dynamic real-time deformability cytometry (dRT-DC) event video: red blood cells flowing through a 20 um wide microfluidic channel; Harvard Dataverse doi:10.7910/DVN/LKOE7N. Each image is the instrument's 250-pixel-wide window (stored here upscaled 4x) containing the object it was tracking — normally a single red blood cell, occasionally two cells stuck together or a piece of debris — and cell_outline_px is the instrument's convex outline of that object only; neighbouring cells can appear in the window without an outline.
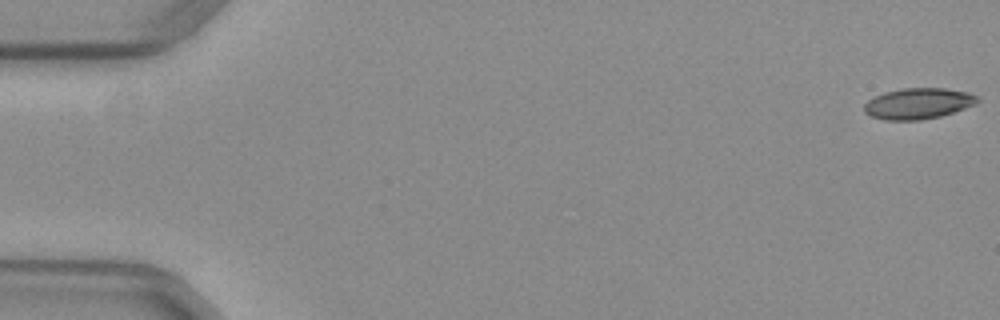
{"species": "common noctule bat (a hibernating species)", "species_latin": "Nyctalus noctula", "temperature_condition": "warm", "stored_images_in_passage": 53, "camera_frame_rate_fps": 3000, "um_per_image_px": 0.085, "animal": {"sex": "female", "body_mass_g": 29.2, "forearm_length_mm": 56.3}, "frame": {"image": 1, "passage_image": 1, "time_ms": 0.0, "image_size_px": [1000, 320], "cell_outline_px": [[980, 100], [976, 104], [940, 116], [920, 120], [884, 120], [872, 116], [864, 112], [864, 104], [868, 100], [884, 92], [904, 88], [944, 88], [968, 92], [980, 96]], "centroid_in_image_um": [78.06, 8.79], "position_along_channel_um": 6.9, "area_um2": 20.4}}
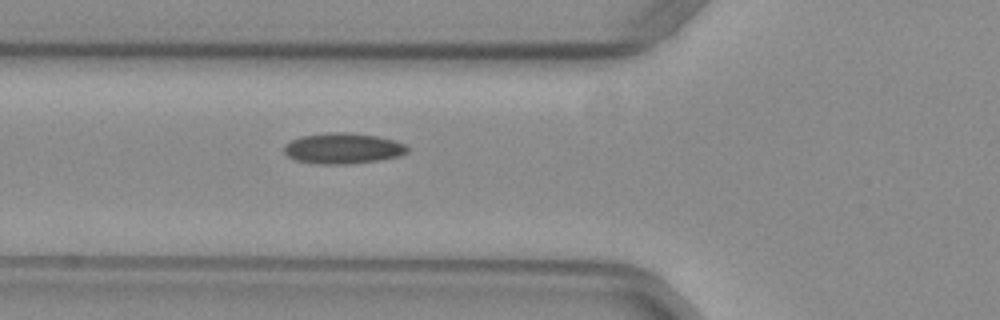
{"frame": {"image": 2, "passage_image": 20, "time_ms": 6.333, "image_size_px": [1000, 320], "cell_outline_px": [[408, 152], [400, 156], [380, 160], [348, 164], [320, 164], [296, 160], [288, 156], [284, 152], [284, 144], [300, 136], [328, 132], [344, 132], [376, 136], [396, 140], [404, 144], [408, 148]], "centroid_in_image_um": [29.15, 12.61], "position_along_channel_um": 96.6, "area_um2": 22.14}}
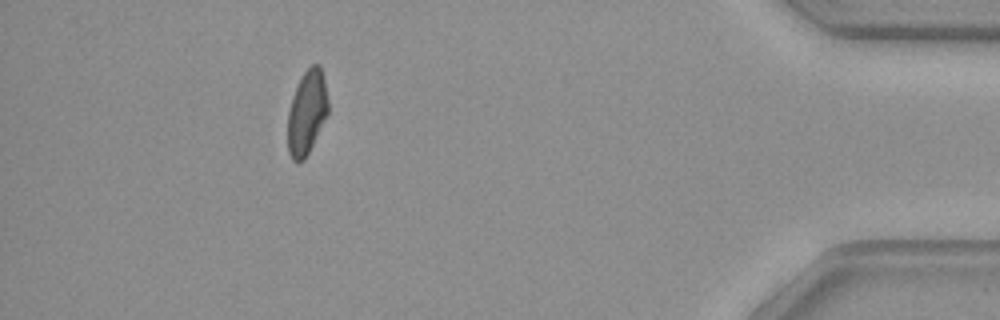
{"frame": {"image": 3, "passage_image": 48, "time_ms": 15.667, "image_size_px": [1000, 320], "cell_outline_px": [[328, 112], [304, 160], [292, 160], [288, 152], [288, 112], [292, 96], [300, 76], [312, 64], [320, 64], [324, 80], [328, 100]], "centroid_in_image_um": [26.07, 9.51], "position_along_channel_um": 409.1, "area_um2": 19.54}, "authors_computed_cell_mechanics": {"area_um2": 20.7502, "velocity_mm_per_s": 3.9562, "shape_relaxation_time_tau1_ms": null, "shape_relaxation_time_tau2_ms": 3.2258, "deformation_change_tau1": null, "deformation_change_tau2": 0.0875}}